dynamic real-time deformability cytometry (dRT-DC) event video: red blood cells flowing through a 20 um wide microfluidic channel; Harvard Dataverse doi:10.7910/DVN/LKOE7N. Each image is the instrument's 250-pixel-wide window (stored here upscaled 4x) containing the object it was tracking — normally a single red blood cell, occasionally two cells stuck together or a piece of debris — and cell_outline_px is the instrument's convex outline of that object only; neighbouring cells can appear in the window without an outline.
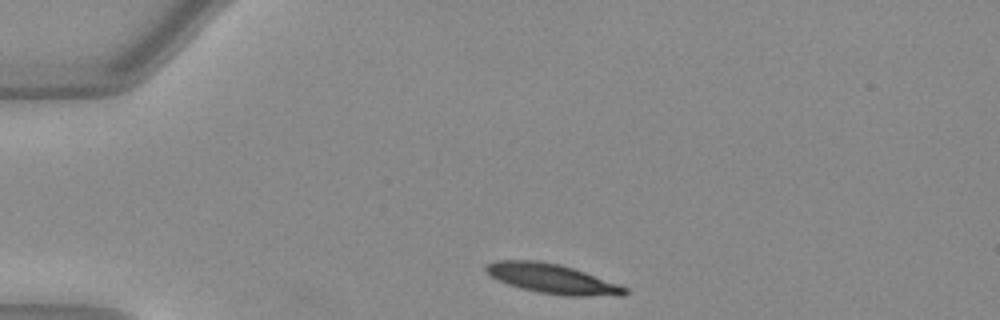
{"species": "Egyptian fruit bat (a non-hibernating species)", "species_latin": "Rousettus aegyptiacus", "temperature_condition": "warm", "stored_images_in_passage": 32, "camera_frame_rate_fps": 3000, "um_per_image_px": 0.085, "animal": {"sex": "female"}, "frame": {"image": 1, "passage_image": 1, "time_ms": 0.0, "image_size_px": [1000, 320], "cell_outline_px": [[628, 292], [624, 296], [564, 296], [540, 292], [508, 284], [492, 276], [484, 268], [488, 264], [496, 260], [536, 260], [560, 264], [584, 272], [628, 288]], "centroid_in_image_um": [46.98, 23.7], "position_along_channel_um": 38.0, "area_um2": 23.58}}
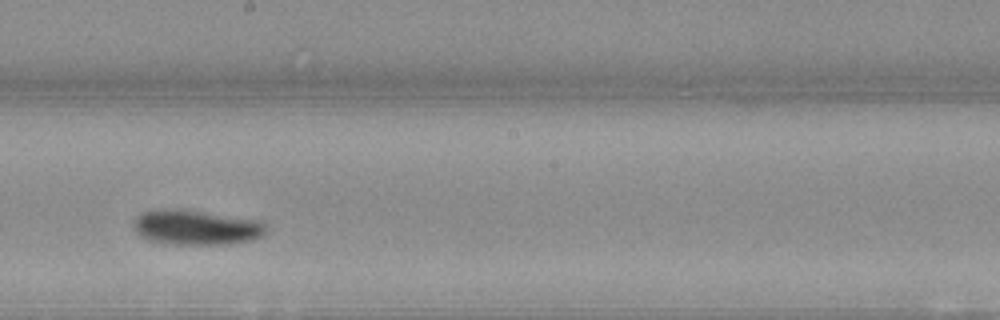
{"frame": {"image": 2, "passage_image": 19, "time_ms": 6.0, "image_size_px": [1000, 320], "cell_outline_px": [[268, 228], [260, 236], [252, 240], [228, 244], [164, 244], [148, 240], [140, 236], [136, 232], [132, 224], [136, 216], [144, 212], [160, 208], [176, 208], [264, 220], [268, 224]], "centroid_in_image_um": [16.68, 19.32], "position_along_channel_um": 231.5, "area_um2": 27.51}}
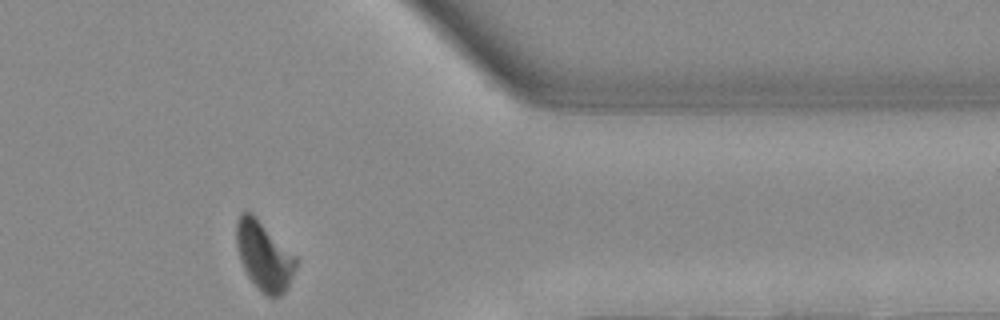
{"frame": {"image": 3, "passage_image": 32, "time_ms": 10.333, "image_size_px": [1000, 320], "cell_outline_px": [[296, 268], [288, 288], [280, 296], [268, 296], [260, 292], [248, 276], [240, 260], [236, 244], [236, 220], [240, 212], [248, 212], [296, 256]], "centroid_in_image_um": [22.43, 21.81], "position_along_channel_um": 389.0, "area_um2": 23.35}, "authors_computed_cell_mechanics": {"area_um2": 25.3164, "velocity_mm_per_s": 3.977, "shape_relaxation_time_tau1_ms": 3.6121, "shape_relaxation_time_tau2_ms": null, "deformation_change_tau1": 0.1479, "deformation_change_tau2": null}}